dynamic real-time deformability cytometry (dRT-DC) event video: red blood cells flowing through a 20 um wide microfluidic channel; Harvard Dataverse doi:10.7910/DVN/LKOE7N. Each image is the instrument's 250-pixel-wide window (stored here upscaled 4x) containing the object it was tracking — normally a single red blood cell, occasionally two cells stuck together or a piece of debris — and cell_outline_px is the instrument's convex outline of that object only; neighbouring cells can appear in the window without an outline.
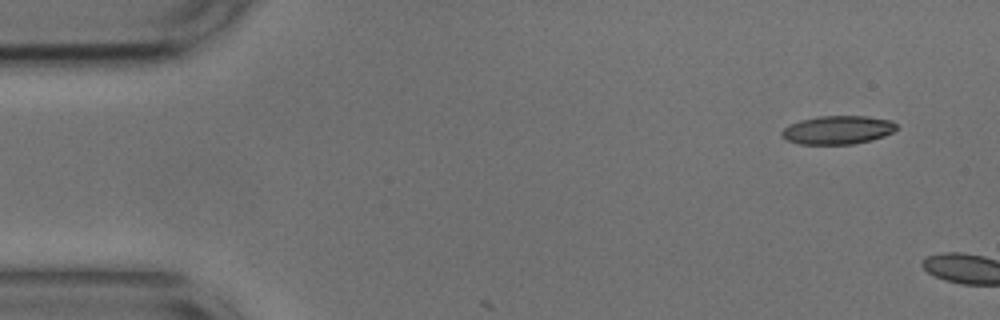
{"species": "common noctule bat (a hibernating species)", "species_latin": "Nyctalus noctula", "temperature_condition": "cold", "stored_images_in_passage": 4, "camera_frame_rate_fps": 3000, "um_per_image_px": 0.085, "animal": {"sex": "male", "body_mass_g": 17.9, "forearm_length_mm": 54.2}, "frame": {"image": 1, "passage_image": 1, "time_ms": 0.0, "image_size_px": [1000, 320], "cell_outline_px": [[896, 128], [892, 132], [884, 136], [872, 140], [852, 144], [800, 144], [788, 140], [780, 136], [780, 132], [784, 128], [800, 120], [820, 116], [868, 116], [892, 120], [896, 124]], "centroid_in_image_um": [71.21, 11.04], "position_along_channel_um": 13.8, "area_um2": 19.02}}